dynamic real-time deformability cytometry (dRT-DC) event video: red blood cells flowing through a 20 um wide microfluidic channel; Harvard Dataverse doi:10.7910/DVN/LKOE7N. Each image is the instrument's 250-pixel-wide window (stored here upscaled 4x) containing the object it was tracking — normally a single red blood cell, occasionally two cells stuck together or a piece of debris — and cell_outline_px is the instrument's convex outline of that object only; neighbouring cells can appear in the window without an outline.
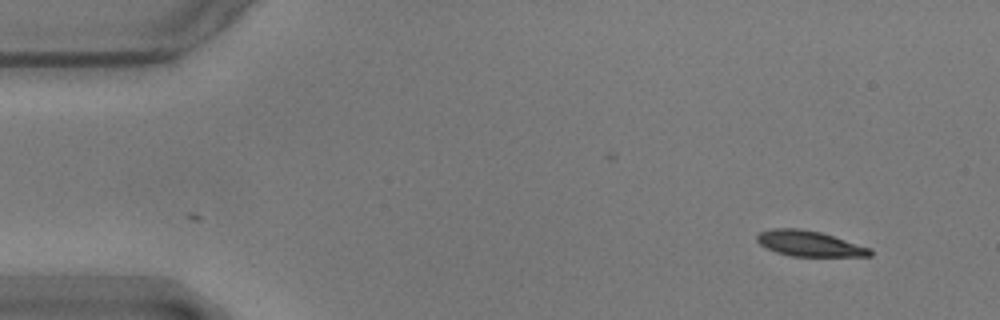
{"species": "common noctule bat (a hibernating species)", "species_latin": "Nyctalus noctula", "temperature_condition": "warm", "stored_images_in_passage": 53, "camera_frame_rate_fps": 3000, "um_per_image_px": 0.085, "animal": {"sex": "male", "body_mass_g": 17.9}, "frame": {"image": 1, "passage_image": 1, "time_ms": 0.0, "image_size_px": [1000, 320], "cell_outline_px": [[872, 256], [792, 256], [776, 252], [760, 244], [756, 240], [756, 236], [760, 232], [772, 228], [800, 228], [820, 232], [872, 248]], "centroid_in_image_um": [68.8, 20.7], "position_along_channel_um": 16.2, "area_um2": 16.76}}
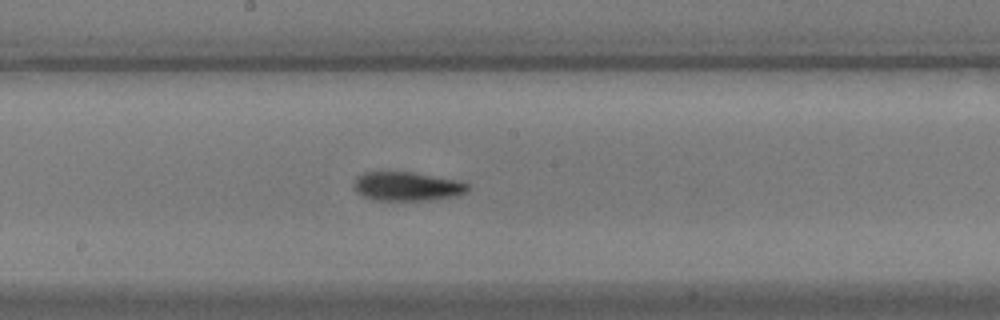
{"frame": {"image": 2, "passage_image": 26, "time_ms": 8.333, "image_size_px": [1000, 320], "cell_outline_px": [[472, 188], [468, 192], [456, 196], [428, 200], [376, 200], [364, 196], [356, 192], [352, 184], [356, 176], [364, 172], [412, 172], [460, 180], [468, 184]], "centroid_in_image_um": [34.63, 15.83], "position_along_channel_um": 213.6, "area_um2": 19.48}}
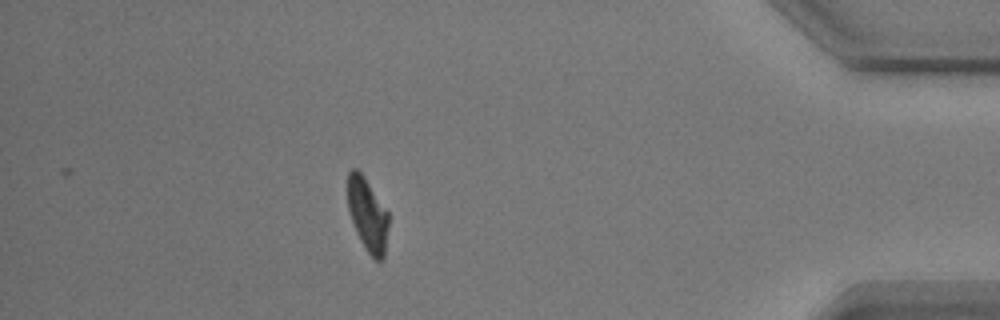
{"frame": {"image": 3, "passage_image": 46, "time_ms": 15.0, "image_size_px": [1000, 320], "cell_outline_px": [[388, 224], [384, 260], [376, 260], [368, 252], [360, 240], [356, 232], [348, 208], [348, 172], [352, 168], [356, 168], [364, 176], [388, 212]], "centroid_in_image_um": [31.24, 18.24], "position_along_channel_um": 404.0, "area_um2": 17.22}, "authors_computed_cell_mechanics": {"area_um2": 18.207, "velocity_mm_per_s": 3.558, "shape_relaxation_time_tau1_ms": 6.5804, "shape_relaxation_time_tau2_ms": 4.5786, "deformation_change_tau1": 0.187, "deformation_change_tau2": 0.1077}}